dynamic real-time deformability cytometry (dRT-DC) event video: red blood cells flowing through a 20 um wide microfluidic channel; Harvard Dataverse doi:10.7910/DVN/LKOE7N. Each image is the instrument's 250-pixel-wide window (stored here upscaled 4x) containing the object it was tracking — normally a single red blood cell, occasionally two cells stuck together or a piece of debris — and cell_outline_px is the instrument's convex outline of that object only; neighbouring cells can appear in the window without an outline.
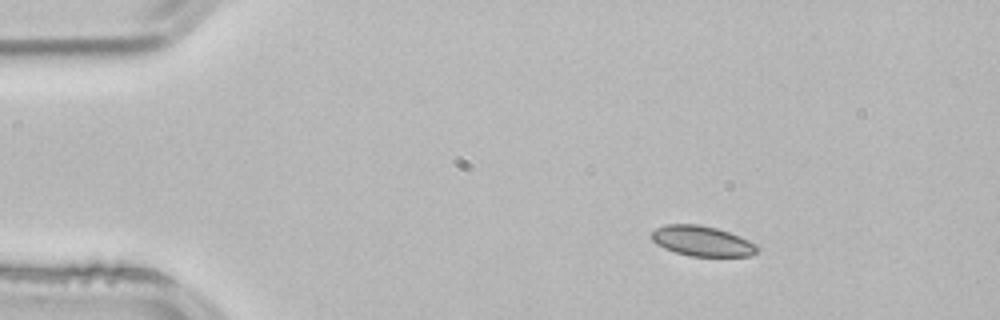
{"species": "common noctule bat (a hibernating species)", "species_latin": "Nyctalus noctula", "temperature_condition": "room temperature", "stored_images_in_passage": 2, "camera_frame_rate_fps": 3000, "um_per_image_px": 0.085, "animal": {"sex": "male", "body_mass_g": 21.5, "forearm_length_mm": 52.0}, "frame": {"image": 1, "passage_image": 1, "time_ms": 0.0, "image_size_px": [1000, 320], "cell_outline_px": [[760, 248], [756, 252], [748, 256], [692, 256], [676, 252], [664, 248], [656, 244], [648, 236], [656, 228], [664, 224], [700, 224], [716, 228], [740, 236], [756, 244]], "centroid_in_image_um": [59.64, 20.48], "position_along_channel_um": 25.4, "area_um2": 18.67}}